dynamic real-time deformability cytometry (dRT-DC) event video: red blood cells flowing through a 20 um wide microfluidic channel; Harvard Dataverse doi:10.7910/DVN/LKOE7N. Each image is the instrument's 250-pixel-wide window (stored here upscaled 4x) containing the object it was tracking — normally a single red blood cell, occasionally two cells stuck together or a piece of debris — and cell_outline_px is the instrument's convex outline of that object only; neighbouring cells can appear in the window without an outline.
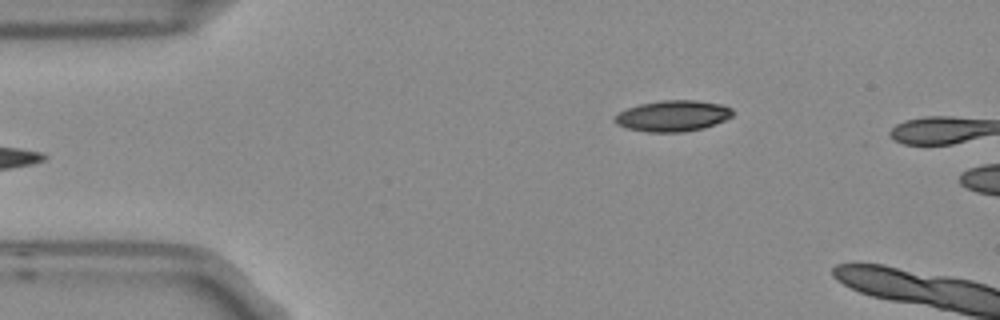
{"species": "Egyptian fruit bat (a non-hibernating species)", "species_latin": "Rousettus aegyptiacus", "temperature_condition": "room temperature", "stored_images_in_passage": 4, "camera_frame_rate_fps": 3000, "um_per_image_px": 0.085, "frame": {"image": 1, "passage_image": 4, "time_ms": 1.0, "image_size_px": [1000, 320], "cell_outline_px": [[736, 112], [732, 116], [724, 120], [704, 128], [684, 132], [648, 132], [628, 128], [616, 124], [612, 120], [620, 112], [628, 108], [640, 104], [660, 100], [696, 100], [724, 104], [732, 108]], "centroid_in_image_um": [57.23, 9.84], "position_along_channel_um": 27.8, "area_um2": 21.44}}